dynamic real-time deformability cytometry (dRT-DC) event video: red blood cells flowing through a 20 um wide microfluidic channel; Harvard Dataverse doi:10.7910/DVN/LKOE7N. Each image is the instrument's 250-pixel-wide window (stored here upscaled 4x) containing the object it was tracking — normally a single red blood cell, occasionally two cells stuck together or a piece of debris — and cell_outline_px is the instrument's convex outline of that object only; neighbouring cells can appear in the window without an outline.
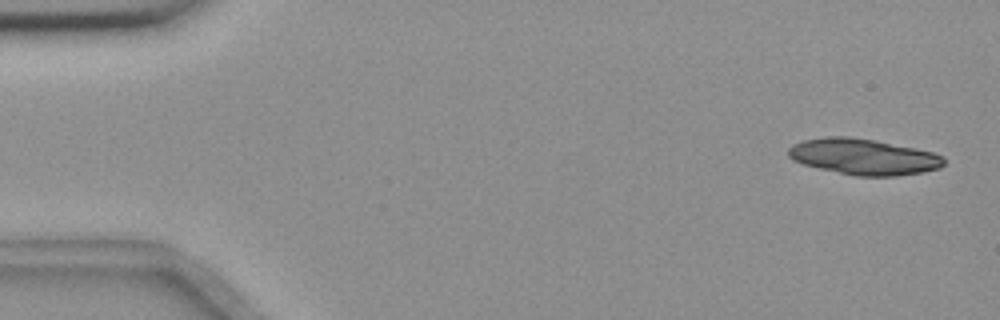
{"species": "common noctule bat (a hibernating species)", "species_latin": "Nyctalus noctula", "temperature_condition": "room temperature", "stored_images_in_passage": 55, "camera_frame_rate_fps": 3000, "um_per_image_px": 0.085, "animal": {"sex": "female", "body_mass_g": 18.4}, "frame": {"image": 1, "passage_image": 2, "time_ms": 0.333, "image_size_px": [1000, 320], "cell_outline_px": [[944, 164], [940, 168], [924, 172], [896, 176], [856, 176], [820, 168], [804, 164], [792, 160], [788, 156], [788, 148], [792, 144], [804, 140], [824, 136], [848, 136], [876, 140], [916, 148], [932, 152], [944, 156]], "centroid_in_image_um": [73.41, 13.31], "position_along_channel_um": 11.6, "area_um2": 32.77}}
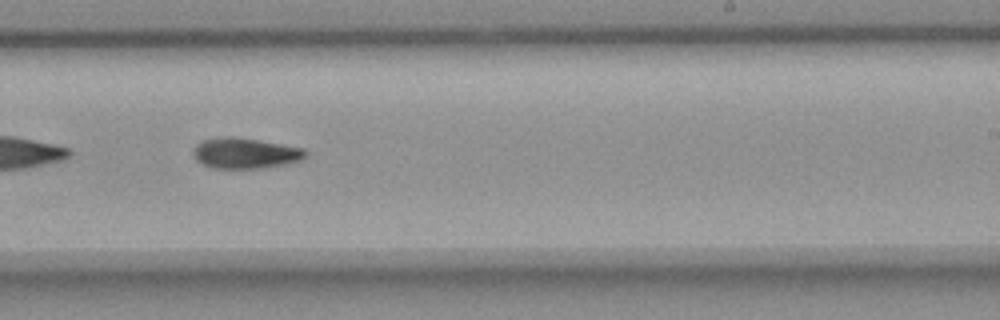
{"frame": {"image": 2, "passage_image": 34, "time_ms": 11.0, "image_size_px": [1000, 320], "cell_outline_px": [[308, 152], [300, 160], [284, 164], [260, 168], [212, 168], [196, 160], [192, 152], [192, 148], [200, 140], [224, 136], [232, 136], [260, 140], [304, 148]], "centroid_in_image_um": [20.79, 13.0], "position_along_channel_um": 268.2, "area_um2": 20.11}}
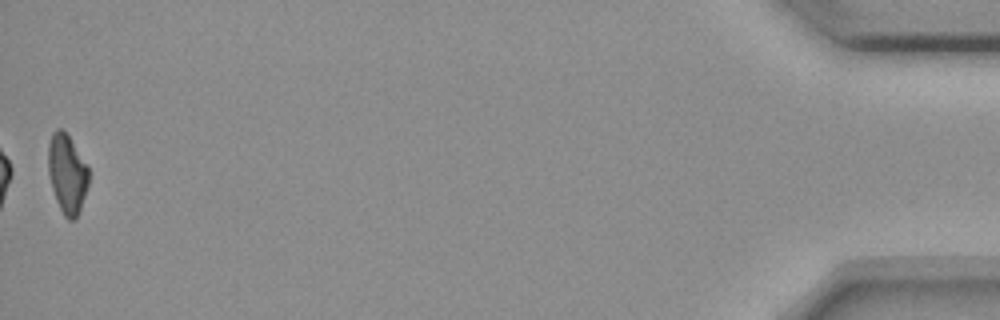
{"frame": {"image": 3, "passage_image": 55, "time_ms": 18.0, "image_size_px": [1000, 320], "cell_outline_px": [[88, 184], [80, 208], [76, 216], [72, 220], [68, 220], [64, 216], [56, 200], [52, 188], [48, 172], [48, 144], [52, 132], [56, 128], [60, 128], [68, 136], [88, 168]], "centroid_in_image_um": [5.67, 14.76], "position_along_channel_um": 429.5, "area_um2": 18.21}, "authors_computed_cell_mechanics": {"area_um2": 20.1144, "velocity_mm_per_s": 3.6637, "shape_relaxation_time_tau1_ms": 5.3887, "shape_relaxation_time_tau2_ms": null, "deformation_change_tau1": 0.1701, "deformation_change_tau2": null}}